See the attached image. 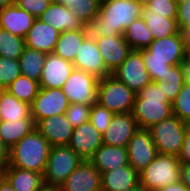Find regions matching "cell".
Wrapping results in <instances>:
<instances>
[{
    "instance_id": "d6986e66",
    "label": "cell",
    "mask_w": 190,
    "mask_h": 191,
    "mask_svg": "<svg viewBox=\"0 0 190 191\" xmlns=\"http://www.w3.org/2000/svg\"><path fill=\"white\" fill-rule=\"evenodd\" d=\"M73 70L74 64L72 62L64 60L54 53L47 54L39 80L40 88H62Z\"/></svg>"
},
{
    "instance_id": "f907efd6",
    "label": "cell",
    "mask_w": 190,
    "mask_h": 191,
    "mask_svg": "<svg viewBox=\"0 0 190 191\" xmlns=\"http://www.w3.org/2000/svg\"><path fill=\"white\" fill-rule=\"evenodd\" d=\"M0 191H15L12 186L9 184V182L2 177L0 179Z\"/></svg>"
},
{
    "instance_id": "52a82bcc",
    "label": "cell",
    "mask_w": 190,
    "mask_h": 191,
    "mask_svg": "<svg viewBox=\"0 0 190 191\" xmlns=\"http://www.w3.org/2000/svg\"><path fill=\"white\" fill-rule=\"evenodd\" d=\"M82 161L69 146H52L43 174L44 184L60 186Z\"/></svg>"
},
{
    "instance_id": "ac0fdd59",
    "label": "cell",
    "mask_w": 190,
    "mask_h": 191,
    "mask_svg": "<svg viewBox=\"0 0 190 191\" xmlns=\"http://www.w3.org/2000/svg\"><path fill=\"white\" fill-rule=\"evenodd\" d=\"M35 128L47 139L51 146H68L73 133V126L65 114L41 119Z\"/></svg>"
},
{
    "instance_id": "603a6c76",
    "label": "cell",
    "mask_w": 190,
    "mask_h": 191,
    "mask_svg": "<svg viewBox=\"0 0 190 191\" xmlns=\"http://www.w3.org/2000/svg\"><path fill=\"white\" fill-rule=\"evenodd\" d=\"M102 191H125L139 184V173L131 166L125 165L121 168L101 173Z\"/></svg>"
},
{
    "instance_id": "4dcf8cb0",
    "label": "cell",
    "mask_w": 190,
    "mask_h": 191,
    "mask_svg": "<svg viewBox=\"0 0 190 191\" xmlns=\"http://www.w3.org/2000/svg\"><path fill=\"white\" fill-rule=\"evenodd\" d=\"M123 37L132 50L146 49L154 40L152 33L145 24V21L140 17L125 29Z\"/></svg>"
},
{
    "instance_id": "836d02e7",
    "label": "cell",
    "mask_w": 190,
    "mask_h": 191,
    "mask_svg": "<svg viewBox=\"0 0 190 191\" xmlns=\"http://www.w3.org/2000/svg\"><path fill=\"white\" fill-rule=\"evenodd\" d=\"M159 86H164L167 99L172 103L184 84V76L181 64L172 65L168 68L166 81L157 82Z\"/></svg>"
},
{
    "instance_id": "94428289",
    "label": "cell",
    "mask_w": 190,
    "mask_h": 191,
    "mask_svg": "<svg viewBox=\"0 0 190 191\" xmlns=\"http://www.w3.org/2000/svg\"><path fill=\"white\" fill-rule=\"evenodd\" d=\"M186 1H189V0H176L177 3H183V2H186Z\"/></svg>"
},
{
    "instance_id": "680465c9",
    "label": "cell",
    "mask_w": 190,
    "mask_h": 191,
    "mask_svg": "<svg viewBox=\"0 0 190 191\" xmlns=\"http://www.w3.org/2000/svg\"><path fill=\"white\" fill-rule=\"evenodd\" d=\"M186 124H187V130L190 132V121H188Z\"/></svg>"
},
{
    "instance_id": "8992f818",
    "label": "cell",
    "mask_w": 190,
    "mask_h": 191,
    "mask_svg": "<svg viewBox=\"0 0 190 191\" xmlns=\"http://www.w3.org/2000/svg\"><path fill=\"white\" fill-rule=\"evenodd\" d=\"M158 153L178 156L187 131V124L174 114L149 128Z\"/></svg>"
},
{
    "instance_id": "83f0119b",
    "label": "cell",
    "mask_w": 190,
    "mask_h": 191,
    "mask_svg": "<svg viewBox=\"0 0 190 191\" xmlns=\"http://www.w3.org/2000/svg\"><path fill=\"white\" fill-rule=\"evenodd\" d=\"M34 129L33 118L21 119L20 121H2L0 123V137L5 145L11 149Z\"/></svg>"
},
{
    "instance_id": "4316f807",
    "label": "cell",
    "mask_w": 190,
    "mask_h": 191,
    "mask_svg": "<svg viewBox=\"0 0 190 191\" xmlns=\"http://www.w3.org/2000/svg\"><path fill=\"white\" fill-rule=\"evenodd\" d=\"M140 18L145 21L154 39H161L179 32L176 18L148 13L144 8L141 10Z\"/></svg>"
},
{
    "instance_id": "e575fe53",
    "label": "cell",
    "mask_w": 190,
    "mask_h": 191,
    "mask_svg": "<svg viewBox=\"0 0 190 191\" xmlns=\"http://www.w3.org/2000/svg\"><path fill=\"white\" fill-rule=\"evenodd\" d=\"M172 112L181 121H190V84L185 83L172 102Z\"/></svg>"
},
{
    "instance_id": "8d00e7d4",
    "label": "cell",
    "mask_w": 190,
    "mask_h": 191,
    "mask_svg": "<svg viewBox=\"0 0 190 191\" xmlns=\"http://www.w3.org/2000/svg\"><path fill=\"white\" fill-rule=\"evenodd\" d=\"M20 75L19 59L0 57V85L6 89Z\"/></svg>"
},
{
    "instance_id": "5bb4252c",
    "label": "cell",
    "mask_w": 190,
    "mask_h": 191,
    "mask_svg": "<svg viewBox=\"0 0 190 191\" xmlns=\"http://www.w3.org/2000/svg\"><path fill=\"white\" fill-rule=\"evenodd\" d=\"M59 187L61 191H102L101 172L83 160Z\"/></svg>"
},
{
    "instance_id": "cb8c5ba5",
    "label": "cell",
    "mask_w": 190,
    "mask_h": 191,
    "mask_svg": "<svg viewBox=\"0 0 190 191\" xmlns=\"http://www.w3.org/2000/svg\"><path fill=\"white\" fill-rule=\"evenodd\" d=\"M89 161L102 173L114 168L128 165L126 147H116L102 144L89 159Z\"/></svg>"
},
{
    "instance_id": "9f6ffc18",
    "label": "cell",
    "mask_w": 190,
    "mask_h": 191,
    "mask_svg": "<svg viewBox=\"0 0 190 191\" xmlns=\"http://www.w3.org/2000/svg\"><path fill=\"white\" fill-rule=\"evenodd\" d=\"M143 8L147 7L150 0H136Z\"/></svg>"
},
{
    "instance_id": "d6a6232c",
    "label": "cell",
    "mask_w": 190,
    "mask_h": 191,
    "mask_svg": "<svg viewBox=\"0 0 190 191\" xmlns=\"http://www.w3.org/2000/svg\"><path fill=\"white\" fill-rule=\"evenodd\" d=\"M25 47L24 38L0 28V57L19 59Z\"/></svg>"
},
{
    "instance_id": "60d3db41",
    "label": "cell",
    "mask_w": 190,
    "mask_h": 191,
    "mask_svg": "<svg viewBox=\"0 0 190 191\" xmlns=\"http://www.w3.org/2000/svg\"><path fill=\"white\" fill-rule=\"evenodd\" d=\"M144 63L152 81H166L168 68L171 66L167 61L144 60Z\"/></svg>"
},
{
    "instance_id": "5b68a950",
    "label": "cell",
    "mask_w": 190,
    "mask_h": 191,
    "mask_svg": "<svg viewBox=\"0 0 190 191\" xmlns=\"http://www.w3.org/2000/svg\"><path fill=\"white\" fill-rule=\"evenodd\" d=\"M136 95L112 74L99 80L97 103L106 107L113 114L132 112Z\"/></svg>"
},
{
    "instance_id": "7bdbcfd3",
    "label": "cell",
    "mask_w": 190,
    "mask_h": 191,
    "mask_svg": "<svg viewBox=\"0 0 190 191\" xmlns=\"http://www.w3.org/2000/svg\"><path fill=\"white\" fill-rule=\"evenodd\" d=\"M176 20L179 31H182L184 28H190V0L177 3Z\"/></svg>"
},
{
    "instance_id": "1f68e13d",
    "label": "cell",
    "mask_w": 190,
    "mask_h": 191,
    "mask_svg": "<svg viewBox=\"0 0 190 191\" xmlns=\"http://www.w3.org/2000/svg\"><path fill=\"white\" fill-rule=\"evenodd\" d=\"M6 90L21 102L31 105L40 90V84L36 80L20 75Z\"/></svg>"
},
{
    "instance_id": "f35d334b",
    "label": "cell",
    "mask_w": 190,
    "mask_h": 191,
    "mask_svg": "<svg viewBox=\"0 0 190 191\" xmlns=\"http://www.w3.org/2000/svg\"><path fill=\"white\" fill-rule=\"evenodd\" d=\"M144 9L148 13L159 14L166 18L177 17L176 0H150L148 6Z\"/></svg>"
},
{
    "instance_id": "ee69618b",
    "label": "cell",
    "mask_w": 190,
    "mask_h": 191,
    "mask_svg": "<svg viewBox=\"0 0 190 191\" xmlns=\"http://www.w3.org/2000/svg\"><path fill=\"white\" fill-rule=\"evenodd\" d=\"M180 163L190 164V132L187 130L184 136V142L179 155Z\"/></svg>"
},
{
    "instance_id": "3957f363",
    "label": "cell",
    "mask_w": 190,
    "mask_h": 191,
    "mask_svg": "<svg viewBox=\"0 0 190 191\" xmlns=\"http://www.w3.org/2000/svg\"><path fill=\"white\" fill-rule=\"evenodd\" d=\"M51 144L35 128L9 149V165L41 173L45 172Z\"/></svg>"
},
{
    "instance_id": "4fadbf2b",
    "label": "cell",
    "mask_w": 190,
    "mask_h": 191,
    "mask_svg": "<svg viewBox=\"0 0 190 191\" xmlns=\"http://www.w3.org/2000/svg\"><path fill=\"white\" fill-rule=\"evenodd\" d=\"M74 68L95 75L98 79L111 73L107 70L93 36H87L74 59Z\"/></svg>"
},
{
    "instance_id": "f5cc1de1",
    "label": "cell",
    "mask_w": 190,
    "mask_h": 191,
    "mask_svg": "<svg viewBox=\"0 0 190 191\" xmlns=\"http://www.w3.org/2000/svg\"><path fill=\"white\" fill-rule=\"evenodd\" d=\"M37 191H61L59 186L43 184Z\"/></svg>"
},
{
    "instance_id": "7402d4cb",
    "label": "cell",
    "mask_w": 190,
    "mask_h": 191,
    "mask_svg": "<svg viewBox=\"0 0 190 191\" xmlns=\"http://www.w3.org/2000/svg\"><path fill=\"white\" fill-rule=\"evenodd\" d=\"M59 34L51 25L36 19L24 38L26 47L46 54L53 53Z\"/></svg>"
},
{
    "instance_id": "11a10c76",
    "label": "cell",
    "mask_w": 190,
    "mask_h": 191,
    "mask_svg": "<svg viewBox=\"0 0 190 191\" xmlns=\"http://www.w3.org/2000/svg\"><path fill=\"white\" fill-rule=\"evenodd\" d=\"M125 191H147V190L144 187H142L140 184H138L136 187L129 190H125Z\"/></svg>"
},
{
    "instance_id": "db71d44e",
    "label": "cell",
    "mask_w": 190,
    "mask_h": 191,
    "mask_svg": "<svg viewBox=\"0 0 190 191\" xmlns=\"http://www.w3.org/2000/svg\"><path fill=\"white\" fill-rule=\"evenodd\" d=\"M16 4V0H0V8Z\"/></svg>"
},
{
    "instance_id": "d4e9b609",
    "label": "cell",
    "mask_w": 190,
    "mask_h": 191,
    "mask_svg": "<svg viewBox=\"0 0 190 191\" xmlns=\"http://www.w3.org/2000/svg\"><path fill=\"white\" fill-rule=\"evenodd\" d=\"M3 177L15 191H37L43 184V175L38 172L7 166Z\"/></svg>"
},
{
    "instance_id": "44dd1931",
    "label": "cell",
    "mask_w": 190,
    "mask_h": 191,
    "mask_svg": "<svg viewBox=\"0 0 190 191\" xmlns=\"http://www.w3.org/2000/svg\"><path fill=\"white\" fill-rule=\"evenodd\" d=\"M36 18L16 4L0 8V28L25 38Z\"/></svg>"
},
{
    "instance_id": "b9f144b4",
    "label": "cell",
    "mask_w": 190,
    "mask_h": 191,
    "mask_svg": "<svg viewBox=\"0 0 190 191\" xmlns=\"http://www.w3.org/2000/svg\"><path fill=\"white\" fill-rule=\"evenodd\" d=\"M53 0H16V5L36 19L49 7Z\"/></svg>"
},
{
    "instance_id": "9c48e42d",
    "label": "cell",
    "mask_w": 190,
    "mask_h": 191,
    "mask_svg": "<svg viewBox=\"0 0 190 191\" xmlns=\"http://www.w3.org/2000/svg\"><path fill=\"white\" fill-rule=\"evenodd\" d=\"M185 43L179 31L175 35L154 39L143 49L144 60L167 61L169 65H179L186 59Z\"/></svg>"
},
{
    "instance_id": "6da1fadb",
    "label": "cell",
    "mask_w": 190,
    "mask_h": 191,
    "mask_svg": "<svg viewBox=\"0 0 190 191\" xmlns=\"http://www.w3.org/2000/svg\"><path fill=\"white\" fill-rule=\"evenodd\" d=\"M143 7L136 0H103L99 13L89 24V36L123 35L125 29L140 17Z\"/></svg>"
},
{
    "instance_id": "816d5d0a",
    "label": "cell",
    "mask_w": 190,
    "mask_h": 191,
    "mask_svg": "<svg viewBox=\"0 0 190 191\" xmlns=\"http://www.w3.org/2000/svg\"><path fill=\"white\" fill-rule=\"evenodd\" d=\"M77 1L78 0H53V2L58 3V4H62L64 6H66L67 8H70L73 5H76Z\"/></svg>"
},
{
    "instance_id": "6f0895ef",
    "label": "cell",
    "mask_w": 190,
    "mask_h": 191,
    "mask_svg": "<svg viewBox=\"0 0 190 191\" xmlns=\"http://www.w3.org/2000/svg\"><path fill=\"white\" fill-rule=\"evenodd\" d=\"M5 90L6 89L2 85H0V96L4 93Z\"/></svg>"
},
{
    "instance_id": "ab89813d",
    "label": "cell",
    "mask_w": 190,
    "mask_h": 191,
    "mask_svg": "<svg viewBox=\"0 0 190 191\" xmlns=\"http://www.w3.org/2000/svg\"><path fill=\"white\" fill-rule=\"evenodd\" d=\"M90 109V105L71 103L65 112V116L75 128L89 122Z\"/></svg>"
},
{
    "instance_id": "e0dca14e",
    "label": "cell",
    "mask_w": 190,
    "mask_h": 191,
    "mask_svg": "<svg viewBox=\"0 0 190 191\" xmlns=\"http://www.w3.org/2000/svg\"><path fill=\"white\" fill-rule=\"evenodd\" d=\"M102 144V134L87 122L74 128L68 146L83 160H89Z\"/></svg>"
},
{
    "instance_id": "c3c4849f",
    "label": "cell",
    "mask_w": 190,
    "mask_h": 191,
    "mask_svg": "<svg viewBox=\"0 0 190 191\" xmlns=\"http://www.w3.org/2000/svg\"><path fill=\"white\" fill-rule=\"evenodd\" d=\"M157 191H190L181 181L158 189Z\"/></svg>"
},
{
    "instance_id": "9a60e30c",
    "label": "cell",
    "mask_w": 190,
    "mask_h": 191,
    "mask_svg": "<svg viewBox=\"0 0 190 191\" xmlns=\"http://www.w3.org/2000/svg\"><path fill=\"white\" fill-rule=\"evenodd\" d=\"M107 70L112 74L132 51L123 35L94 37Z\"/></svg>"
},
{
    "instance_id": "681fc988",
    "label": "cell",
    "mask_w": 190,
    "mask_h": 191,
    "mask_svg": "<svg viewBox=\"0 0 190 191\" xmlns=\"http://www.w3.org/2000/svg\"><path fill=\"white\" fill-rule=\"evenodd\" d=\"M186 51L190 49V28H184L181 31Z\"/></svg>"
},
{
    "instance_id": "f6af8a7d",
    "label": "cell",
    "mask_w": 190,
    "mask_h": 191,
    "mask_svg": "<svg viewBox=\"0 0 190 191\" xmlns=\"http://www.w3.org/2000/svg\"><path fill=\"white\" fill-rule=\"evenodd\" d=\"M9 165V148L0 137V167L4 170Z\"/></svg>"
},
{
    "instance_id": "277c9868",
    "label": "cell",
    "mask_w": 190,
    "mask_h": 191,
    "mask_svg": "<svg viewBox=\"0 0 190 191\" xmlns=\"http://www.w3.org/2000/svg\"><path fill=\"white\" fill-rule=\"evenodd\" d=\"M181 163L177 156L158 153L155 159L139 173V184L147 191L180 181Z\"/></svg>"
},
{
    "instance_id": "ba28073f",
    "label": "cell",
    "mask_w": 190,
    "mask_h": 191,
    "mask_svg": "<svg viewBox=\"0 0 190 191\" xmlns=\"http://www.w3.org/2000/svg\"><path fill=\"white\" fill-rule=\"evenodd\" d=\"M99 80L93 74L74 68L61 89L70 104L92 106L97 102Z\"/></svg>"
},
{
    "instance_id": "484cf974",
    "label": "cell",
    "mask_w": 190,
    "mask_h": 191,
    "mask_svg": "<svg viewBox=\"0 0 190 191\" xmlns=\"http://www.w3.org/2000/svg\"><path fill=\"white\" fill-rule=\"evenodd\" d=\"M88 35L87 28L61 32L53 53L73 63L77 50Z\"/></svg>"
},
{
    "instance_id": "30bf717a",
    "label": "cell",
    "mask_w": 190,
    "mask_h": 191,
    "mask_svg": "<svg viewBox=\"0 0 190 191\" xmlns=\"http://www.w3.org/2000/svg\"><path fill=\"white\" fill-rule=\"evenodd\" d=\"M112 75L136 94L152 81L145 67L143 50H132Z\"/></svg>"
},
{
    "instance_id": "7c38bea8",
    "label": "cell",
    "mask_w": 190,
    "mask_h": 191,
    "mask_svg": "<svg viewBox=\"0 0 190 191\" xmlns=\"http://www.w3.org/2000/svg\"><path fill=\"white\" fill-rule=\"evenodd\" d=\"M126 148L129 165L138 173L144 170L158 154L150 130L146 128H138Z\"/></svg>"
},
{
    "instance_id": "8fae6325",
    "label": "cell",
    "mask_w": 190,
    "mask_h": 191,
    "mask_svg": "<svg viewBox=\"0 0 190 191\" xmlns=\"http://www.w3.org/2000/svg\"><path fill=\"white\" fill-rule=\"evenodd\" d=\"M70 103L62 89L40 88L30 105L31 117L35 125L44 118L65 114Z\"/></svg>"
},
{
    "instance_id": "2e32d148",
    "label": "cell",
    "mask_w": 190,
    "mask_h": 191,
    "mask_svg": "<svg viewBox=\"0 0 190 191\" xmlns=\"http://www.w3.org/2000/svg\"><path fill=\"white\" fill-rule=\"evenodd\" d=\"M138 128L132 112L114 114L110 125L102 134L103 144L127 147L128 142Z\"/></svg>"
},
{
    "instance_id": "91938a15",
    "label": "cell",
    "mask_w": 190,
    "mask_h": 191,
    "mask_svg": "<svg viewBox=\"0 0 190 191\" xmlns=\"http://www.w3.org/2000/svg\"><path fill=\"white\" fill-rule=\"evenodd\" d=\"M3 177V169L0 167V179Z\"/></svg>"
},
{
    "instance_id": "7a4b0ae2",
    "label": "cell",
    "mask_w": 190,
    "mask_h": 191,
    "mask_svg": "<svg viewBox=\"0 0 190 191\" xmlns=\"http://www.w3.org/2000/svg\"><path fill=\"white\" fill-rule=\"evenodd\" d=\"M132 114L138 127L146 129L172 116V103L166 97L164 86L154 81L144 86L136 95Z\"/></svg>"
},
{
    "instance_id": "f1b7e54d",
    "label": "cell",
    "mask_w": 190,
    "mask_h": 191,
    "mask_svg": "<svg viewBox=\"0 0 190 191\" xmlns=\"http://www.w3.org/2000/svg\"><path fill=\"white\" fill-rule=\"evenodd\" d=\"M0 113L2 121H20L32 118L30 105L21 102L7 90L0 96Z\"/></svg>"
},
{
    "instance_id": "bcb514c9",
    "label": "cell",
    "mask_w": 190,
    "mask_h": 191,
    "mask_svg": "<svg viewBox=\"0 0 190 191\" xmlns=\"http://www.w3.org/2000/svg\"><path fill=\"white\" fill-rule=\"evenodd\" d=\"M180 181L190 190V164L181 163Z\"/></svg>"
},
{
    "instance_id": "74e56055",
    "label": "cell",
    "mask_w": 190,
    "mask_h": 191,
    "mask_svg": "<svg viewBox=\"0 0 190 191\" xmlns=\"http://www.w3.org/2000/svg\"><path fill=\"white\" fill-rule=\"evenodd\" d=\"M114 114L97 102L91 106L89 122L103 134L110 125Z\"/></svg>"
},
{
    "instance_id": "f546056e",
    "label": "cell",
    "mask_w": 190,
    "mask_h": 191,
    "mask_svg": "<svg viewBox=\"0 0 190 191\" xmlns=\"http://www.w3.org/2000/svg\"><path fill=\"white\" fill-rule=\"evenodd\" d=\"M47 54L29 47H25L19 58L21 73L39 82Z\"/></svg>"
},
{
    "instance_id": "d590c367",
    "label": "cell",
    "mask_w": 190,
    "mask_h": 191,
    "mask_svg": "<svg viewBox=\"0 0 190 191\" xmlns=\"http://www.w3.org/2000/svg\"><path fill=\"white\" fill-rule=\"evenodd\" d=\"M100 1L98 0H78L76 5L69 8L82 22L87 25L98 16Z\"/></svg>"
},
{
    "instance_id": "ffe728a7",
    "label": "cell",
    "mask_w": 190,
    "mask_h": 191,
    "mask_svg": "<svg viewBox=\"0 0 190 191\" xmlns=\"http://www.w3.org/2000/svg\"><path fill=\"white\" fill-rule=\"evenodd\" d=\"M41 22L51 25L61 32L87 28L77 15L62 4L52 1L49 7L38 17Z\"/></svg>"
},
{
    "instance_id": "7dc6e473",
    "label": "cell",
    "mask_w": 190,
    "mask_h": 191,
    "mask_svg": "<svg viewBox=\"0 0 190 191\" xmlns=\"http://www.w3.org/2000/svg\"><path fill=\"white\" fill-rule=\"evenodd\" d=\"M184 82L190 84V49L186 52V59L181 64Z\"/></svg>"
}]
</instances>
